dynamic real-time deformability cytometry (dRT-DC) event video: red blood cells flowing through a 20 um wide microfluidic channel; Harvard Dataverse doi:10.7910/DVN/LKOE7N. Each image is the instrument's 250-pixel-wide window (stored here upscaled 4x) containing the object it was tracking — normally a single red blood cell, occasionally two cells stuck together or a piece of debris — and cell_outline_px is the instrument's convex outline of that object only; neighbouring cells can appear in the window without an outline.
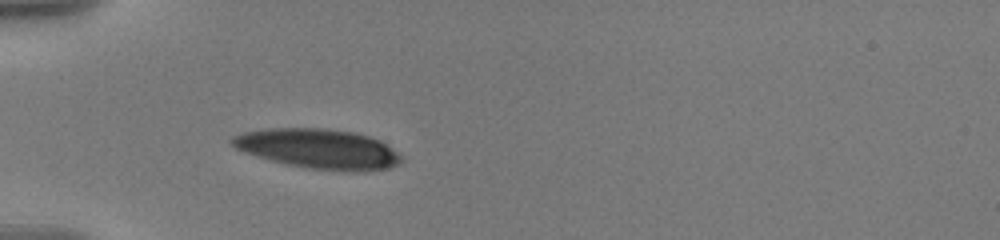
{"species": "human", "species_latin": "Homo sapiens", "temperature_condition": "warm", "stored_images_in_passage": 17, "camera_frame_rate_fps": 3000, "um_per_image_px": 0.085, "donor": {"sex": "male"}, "frame": {"image": 1, "passage_image": 2, "time_ms": 0.667, "image_size_px": [1000, 240], "cell_outline_px": [[400, 160], [396, 164], [388, 168], [364, 172], [348, 172], [312, 168], [288, 164], [272, 160], [236, 148], [228, 140], [232, 136], [244, 132], [268, 128], [328, 128], [356, 132], [380, 140], [396, 152], [400, 156]], "centroid_in_image_um": [27.07, 12.63], "position_along_channel_um": 57.9, "area_um2": 38.9}}
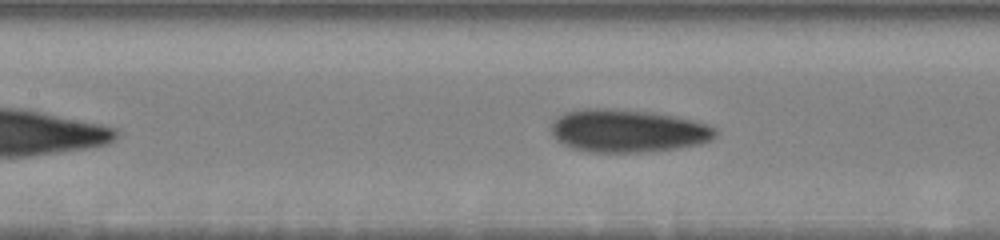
{"frame": {"image": 2, "passage_image": 9, "time_ms": 3.667, "image_size_px": [1000, 240], "cell_outline_px": [[716, 136], [712, 140], [700, 144], [676, 148], [644, 152], [588, 152], [572, 148], [556, 140], [552, 136], [552, 120], [564, 112], [584, 108], [608, 108], [652, 112], [676, 116], [708, 124], [716, 128]], "centroid_in_image_um": [53.34, 11.11], "position_along_channel_um": 154.1, "area_um2": 41.33}}
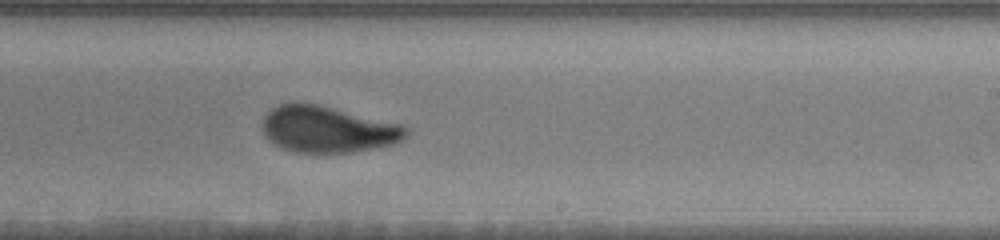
{"frame": {"image": 3, "passage_image": 17, "time_ms": 6.667, "image_size_px": [1000, 240], "cell_outline_px": [[408, 136], [392, 144], [352, 152], [296, 152], [272, 144], [264, 136], [264, 116], [272, 108], [280, 104], [292, 100], [300, 100], [320, 104], [400, 124], [408, 132]], "centroid_in_image_um": [27.79, 10.95], "position_along_channel_um": 261.2, "area_um2": 38.96}}